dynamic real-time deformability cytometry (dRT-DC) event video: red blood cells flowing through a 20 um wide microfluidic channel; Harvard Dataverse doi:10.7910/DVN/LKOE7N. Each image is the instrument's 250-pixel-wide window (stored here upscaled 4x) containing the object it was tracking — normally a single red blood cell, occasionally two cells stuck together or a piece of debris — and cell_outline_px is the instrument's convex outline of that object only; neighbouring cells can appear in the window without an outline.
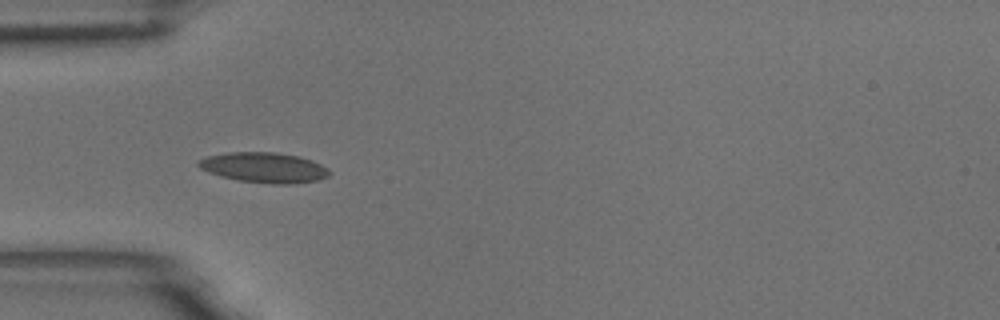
{"species": "common noctule bat (a hibernating species)", "species_latin": "Nyctalus noctula", "temperature_condition": "room temperature", "stored_images_in_passage": 6, "camera_frame_rate_fps": 3000, "um_per_image_px": 0.085, "animal": {"sex": "male", "body_mass_g": 18.8}, "frame": {"image": 1, "passage_image": 5, "time_ms": 1.333, "image_size_px": [1000, 320], "cell_outline_px": [[328, 176], [320, 180], [292, 184], [272, 184], [240, 180], [220, 176], [208, 172], [200, 168], [196, 164], [200, 160], [208, 156], [228, 152], [272, 152], [300, 156], [312, 160], [328, 168]], "centroid_in_image_um": [22.46, 14.24], "position_along_channel_um": 62.5, "area_um2": 23.0}}
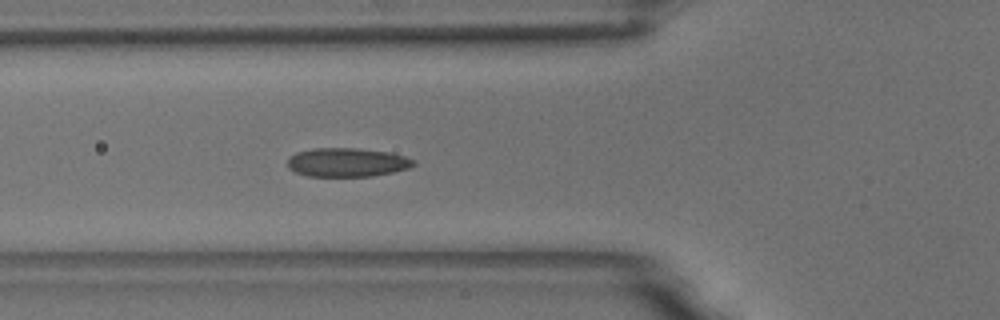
{"frame": {"image": 2, "passage_image": 6, "time_ms": 1.667, "image_size_px": [1000, 320], "cell_outline_px": [[416, 164], [408, 168], [392, 172], [372, 176], [308, 176], [296, 172], [288, 168], [288, 156], [296, 152], [312, 148], [356, 148], [388, 152], [404, 156], [416, 160]], "centroid_in_image_um": [29.48, 13.79], "position_along_channel_um": 96.3, "area_um2": 21.21}}